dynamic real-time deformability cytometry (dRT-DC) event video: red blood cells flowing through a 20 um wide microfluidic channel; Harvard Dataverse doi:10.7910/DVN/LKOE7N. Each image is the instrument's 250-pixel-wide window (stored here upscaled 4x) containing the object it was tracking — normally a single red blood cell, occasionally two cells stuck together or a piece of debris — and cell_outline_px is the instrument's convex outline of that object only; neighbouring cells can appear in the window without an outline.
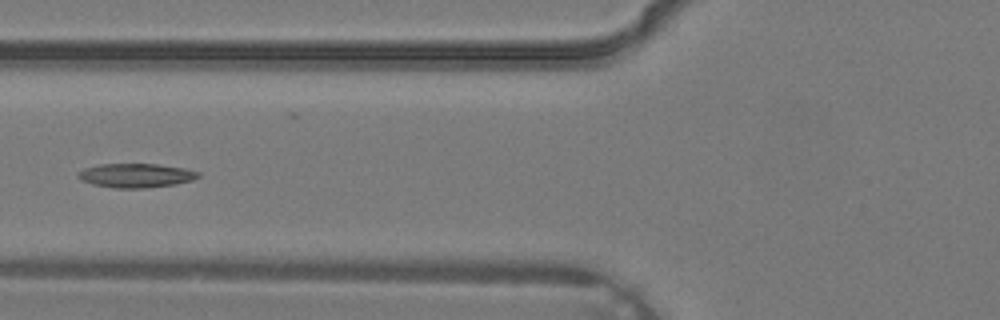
{"species": "common noctule bat (a hibernating species)", "species_latin": "Nyctalus noctula", "temperature_condition": "warm", "stored_images_in_passage": 5, "camera_frame_rate_fps": 3000, "um_per_image_px": 0.085, "animal": {"sex": "male", "body_mass_g": 19.2, "forearm_length_mm": 51.8}, "frame": {"image": 1, "passage_image": 5, "time_ms": 1.333, "image_size_px": [1000, 320], "cell_outline_px": [[200, 176], [192, 180], [176, 184], [144, 188], [116, 188], [92, 184], [80, 180], [76, 176], [76, 172], [84, 168], [100, 164], [156, 164], [184, 168], [200, 172]], "centroid_in_image_um": [11.52, 14.91], "position_along_channel_um": 114.3, "area_um2": 16.94}}